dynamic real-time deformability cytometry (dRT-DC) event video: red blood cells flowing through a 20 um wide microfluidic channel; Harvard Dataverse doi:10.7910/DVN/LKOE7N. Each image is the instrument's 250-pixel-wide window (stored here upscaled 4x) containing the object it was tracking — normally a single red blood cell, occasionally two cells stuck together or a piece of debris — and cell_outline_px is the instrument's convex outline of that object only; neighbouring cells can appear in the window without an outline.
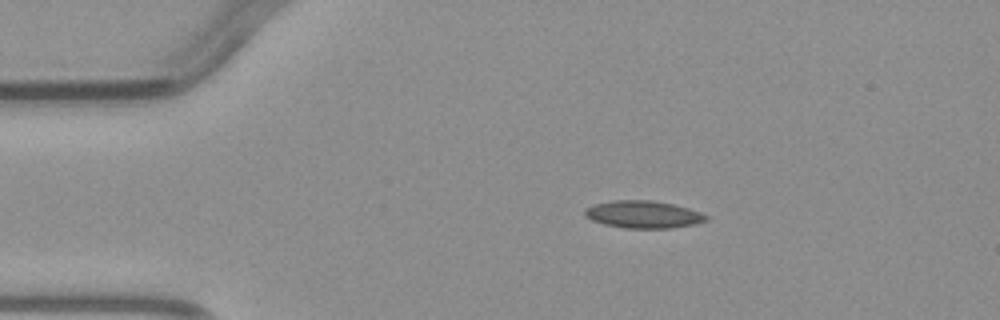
{"species": "common noctule bat (a hibernating species)", "species_latin": "Nyctalus noctula", "temperature_condition": "warm", "stored_images_in_passage": 2, "camera_frame_rate_fps": 3000, "um_per_image_px": 0.085, "animal": {"sex": "male", "body_mass_g": 23.1, "forearm_length_mm": 52.7}, "frame": {"image": 1, "passage_image": 1, "time_ms": 0.0, "image_size_px": [1000, 320], "cell_outline_px": [[708, 220], [696, 224], [672, 228], [624, 228], [604, 224], [592, 220], [584, 216], [584, 208], [592, 204], [612, 200], [652, 200], [672, 204], [688, 208], [700, 212], [708, 216]], "centroid_in_image_um": [54.65, 18.22], "position_along_channel_um": 30.3, "area_um2": 19.54}}